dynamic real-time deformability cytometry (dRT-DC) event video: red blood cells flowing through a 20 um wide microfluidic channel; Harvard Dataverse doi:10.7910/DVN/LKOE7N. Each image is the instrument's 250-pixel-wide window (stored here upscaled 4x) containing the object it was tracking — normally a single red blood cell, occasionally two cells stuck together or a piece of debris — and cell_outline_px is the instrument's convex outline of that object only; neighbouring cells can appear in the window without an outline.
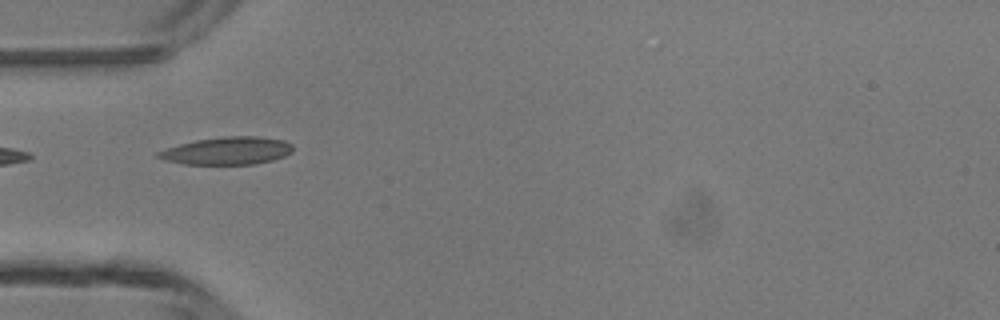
{"species": "common noctule bat (a hibernating species)", "species_latin": "Nyctalus noctula", "temperature_condition": "room temperature", "stored_images_in_passage": 6, "camera_frame_rate_fps": 3000, "um_per_image_px": 0.085, "animal": {"sex": "male", "body_mass_g": 13.3}, "frame": {"image": 1, "passage_image": 5, "time_ms": 5.667, "image_size_px": [1000, 320], "cell_outline_px": [[292, 152], [284, 156], [272, 160], [252, 164], [184, 164], [164, 160], [156, 156], [156, 152], [180, 144], [196, 140], [224, 136], [260, 136], [284, 140], [292, 144]], "centroid_in_image_um": [19.32, 12.81], "position_along_channel_um": 65.7, "area_um2": 21.62}}
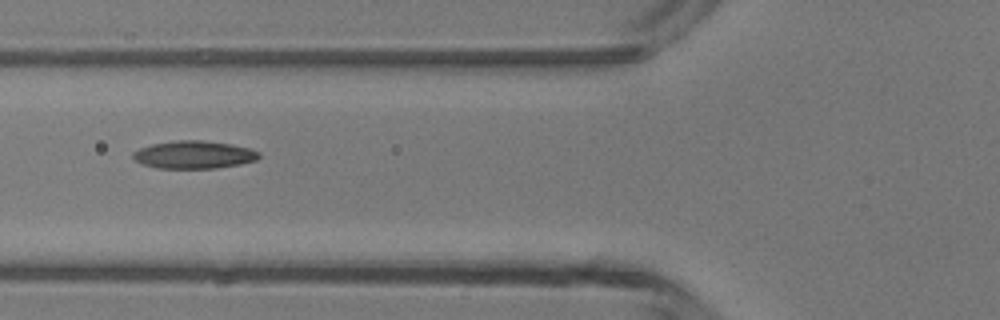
{"frame": {"image": 2, "passage_image": 6, "time_ms": 6.667, "image_size_px": [1000, 320], "cell_outline_px": [[260, 156], [256, 160], [240, 164], [216, 168], [156, 168], [144, 164], [136, 160], [132, 156], [132, 152], [140, 148], [152, 144], [176, 140], [200, 140], [232, 144], [248, 148], [260, 152]], "centroid_in_image_um": [16.49, 13.15], "position_along_channel_um": 109.3, "area_um2": 20.29}}